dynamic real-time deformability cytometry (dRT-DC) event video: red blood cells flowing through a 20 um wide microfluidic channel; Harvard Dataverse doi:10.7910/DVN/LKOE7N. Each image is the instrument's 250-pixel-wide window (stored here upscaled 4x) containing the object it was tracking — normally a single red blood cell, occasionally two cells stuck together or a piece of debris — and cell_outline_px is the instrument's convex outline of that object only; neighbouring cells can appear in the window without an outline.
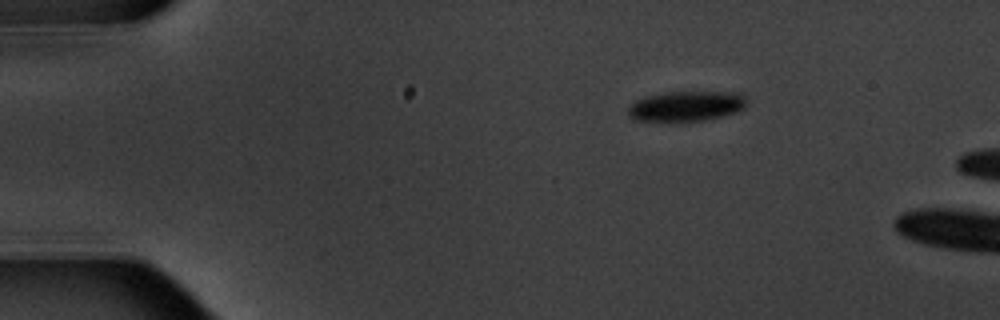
{"species": "common noctule bat (a hibernating species)", "species_latin": "Nyctalus noctula", "temperature_condition": "warm", "stored_images_in_passage": 3, "camera_frame_rate_fps": 3000, "um_per_image_px": 0.085, "animal": {"sex": "male", "body_mass_g": 20.1, "forearm_length_mm": 53.5}, "frame": {"image": 1, "passage_image": 1, "time_ms": 0.0, "image_size_px": [1000, 320], "cell_outline_px": [[748, 104], [744, 108], [736, 112], [724, 116], [704, 120], [676, 124], [636, 120], [628, 116], [628, 108], [636, 100], [648, 96], [668, 92], [744, 92], [748, 100]], "centroid_in_image_um": [58.37, 9.06], "position_along_channel_um": 26.6, "area_um2": 21.73}}